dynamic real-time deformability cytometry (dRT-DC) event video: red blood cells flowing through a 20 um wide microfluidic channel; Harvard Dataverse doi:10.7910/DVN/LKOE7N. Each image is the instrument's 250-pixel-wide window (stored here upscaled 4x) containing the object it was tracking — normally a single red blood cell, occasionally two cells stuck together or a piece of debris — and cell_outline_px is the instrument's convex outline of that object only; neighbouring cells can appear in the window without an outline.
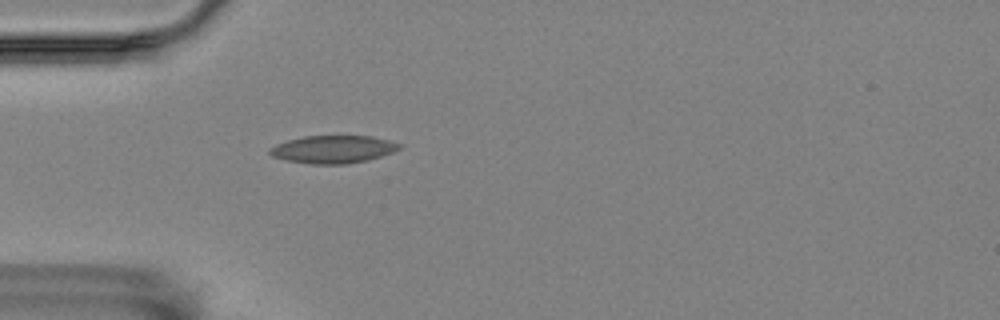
{"species": "Egyptian fruit bat (a non-hibernating species)", "species_latin": "Rousettus aegyptiacus", "temperature_condition": "room temperature", "stored_images_in_passage": 44, "camera_frame_rate_fps": 3000, "um_per_image_px": 0.085, "animal": {"sex": "female"}, "frame": {"image": 1, "passage_image": 4, "time_ms": 1.0, "image_size_px": [1000, 320], "cell_outline_px": [[400, 148], [392, 152], [380, 156], [364, 160], [344, 164], [312, 164], [288, 160], [272, 156], [268, 152], [268, 148], [276, 144], [288, 140], [304, 136], [372, 136], [388, 140], [400, 144]], "centroid_in_image_um": [28.27, 12.68], "position_along_channel_um": 56.7, "area_um2": 20.63}}
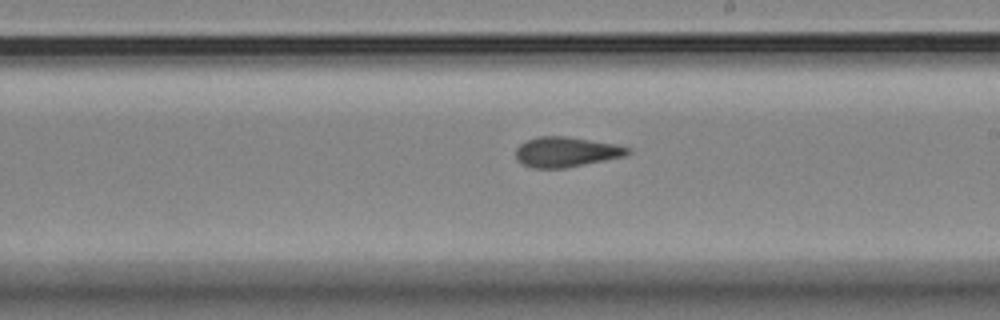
{"frame": {"image": 2, "passage_image": 20, "time_ms": 6.333, "image_size_px": [1000, 320], "cell_outline_px": [[632, 152], [624, 156], [564, 168], [532, 168], [520, 164], [516, 160], [516, 148], [520, 144], [528, 140], [540, 136], [568, 136], [616, 144], [632, 148]], "centroid_in_image_um": [48.11, 12.91], "position_along_channel_um": 240.9, "area_um2": 19.71}}
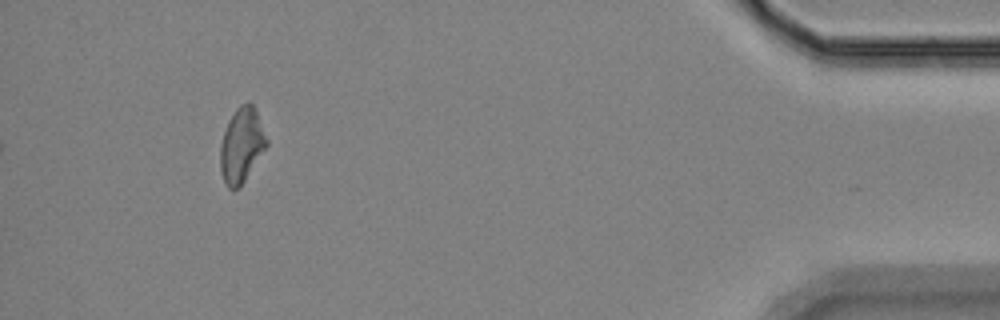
{"frame": {"image": 3, "passage_image": 40, "time_ms": 13.0, "image_size_px": [1000, 320], "cell_outline_px": [[268, 144], [240, 188], [228, 188], [224, 180], [220, 168], [220, 144], [228, 120], [236, 108], [240, 104], [248, 100], [256, 108], [268, 140]], "centroid_in_image_um": [20.54, 12.3], "position_along_channel_um": 414.7, "area_um2": 20.29}, "authors_computed_cell_mechanics": {"area_um2": 19.9121, "velocity_mm_per_s": 3.5287, "shape_relaxation_time_tau1_ms": null, "shape_relaxation_time_tau2_ms": 2.8852, "deformation_change_tau1": null, "deformation_change_tau2": 0.1005}}